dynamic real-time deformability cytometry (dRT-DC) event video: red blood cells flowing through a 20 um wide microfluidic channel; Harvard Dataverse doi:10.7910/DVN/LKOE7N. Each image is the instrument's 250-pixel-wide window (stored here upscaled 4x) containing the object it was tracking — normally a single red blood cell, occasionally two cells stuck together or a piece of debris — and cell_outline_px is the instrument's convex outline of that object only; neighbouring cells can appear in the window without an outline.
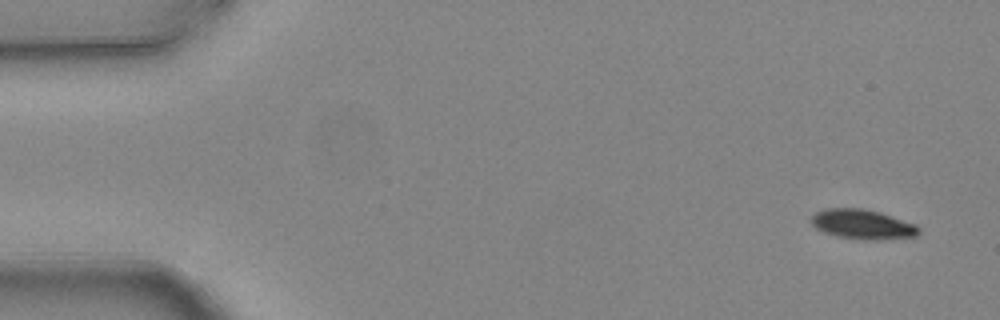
{"species": "common noctule bat (a hibernating species)", "species_latin": "Nyctalus noctula", "temperature_condition": "warm", "stored_images_in_passage": 4, "camera_frame_rate_fps": 3000, "um_per_image_px": 0.085, "animal": {"sex": "female", "body_mass_g": 24.6, "forearm_length_mm": 56.2}, "frame": {"image": 1, "passage_image": 1, "time_ms": 0.0, "image_size_px": [1000, 320], "cell_outline_px": [[920, 232], [916, 236], [836, 236], [824, 232], [816, 228], [812, 224], [812, 216], [816, 212], [824, 208], [860, 208], [880, 212], [916, 224], [920, 228]], "centroid_in_image_um": [73.25, 18.98], "position_along_channel_um": 11.7, "area_um2": 17.28}}
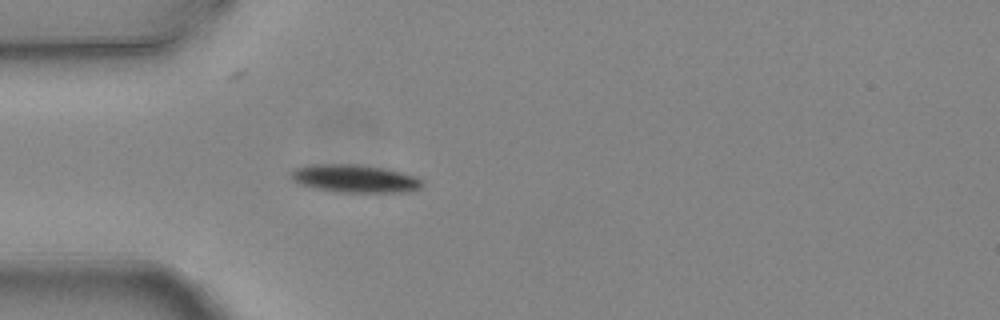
{"frame": {"image": 2, "passage_image": 4, "time_ms": 1.0, "image_size_px": [1000, 320], "cell_outline_px": [[424, 184], [420, 188], [408, 192], [336, 192], [312, 188], [300, 184], [292, 180], [288, 172], [304, 164], [356, 164], [384, 168], [416, 176], [424, 180]], "centroid_in_image_um": [30.13, 15.18], "position_along_channel_um": 54.9, "area_um2": 21.73}}